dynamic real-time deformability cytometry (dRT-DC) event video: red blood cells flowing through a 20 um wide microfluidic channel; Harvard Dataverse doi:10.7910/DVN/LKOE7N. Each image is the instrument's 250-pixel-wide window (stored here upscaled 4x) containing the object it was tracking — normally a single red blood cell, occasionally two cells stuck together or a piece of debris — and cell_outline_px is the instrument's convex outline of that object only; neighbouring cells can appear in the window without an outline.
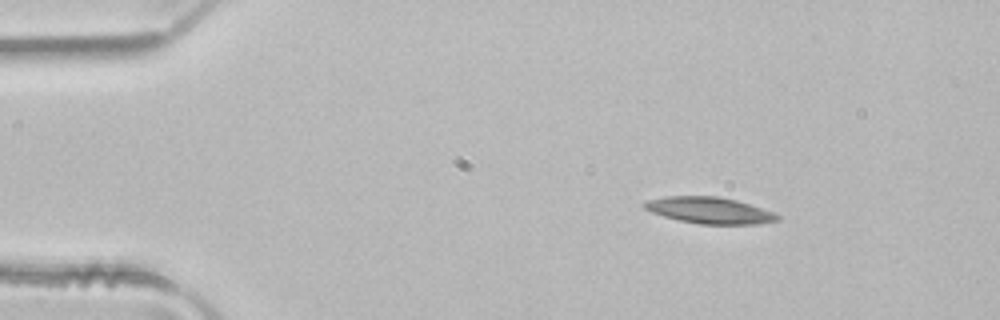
{"species": "common noctule bat (a hibernating species)", "species_latin": "Nyctalus noctula", "temperature_condition": "room temperature", "stored_images_in_passage": 3, "camera_frame_rate_fps": 3000, "um_per_image_px": 0.085, "animal": {"sex": "male", "body_mass_g": 21.5, "forearm_length_mm": 52.0}, "frame": {"image": 1, "passage_image": 1, "time_ms": 0.0, "image_size_px": [1000, 320], "cell_outline_px": [[780, 220], [760, 224], [700, 224], [680, 220], [664, 216], [652, 212], [644, 208], [640, 204], [644, 200], [664, 196], [720, 196], [736, 200], [776, 212], [780, 216]], "centroid_in_image_um": [60.31, 17.87], "position_along_channel_um": 24.7, "area_um2": 20.75}}
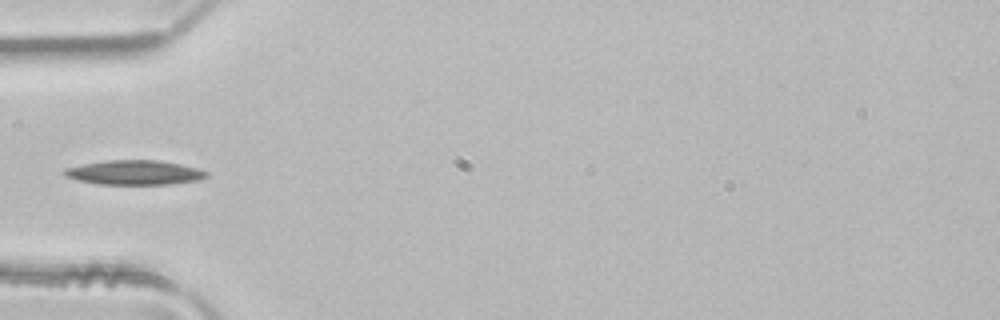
{"frame": {"image": 2, "passage_image": 3, "time_ms": 0.667, "image_size_px": [1000, 320], "cell_outline_px": [[208, 176], [200, 180], [168, 184], [96, 184], [64, 176], [60, 172], [64, 168], [84, 164], [108, 160], [156, 160], [180, 164], [196, 168], [208, 172]], "centroid_in_image_um": [11.4, 14.66], "position_along_channel_um": 73.6, "area_um2": 20.23}}